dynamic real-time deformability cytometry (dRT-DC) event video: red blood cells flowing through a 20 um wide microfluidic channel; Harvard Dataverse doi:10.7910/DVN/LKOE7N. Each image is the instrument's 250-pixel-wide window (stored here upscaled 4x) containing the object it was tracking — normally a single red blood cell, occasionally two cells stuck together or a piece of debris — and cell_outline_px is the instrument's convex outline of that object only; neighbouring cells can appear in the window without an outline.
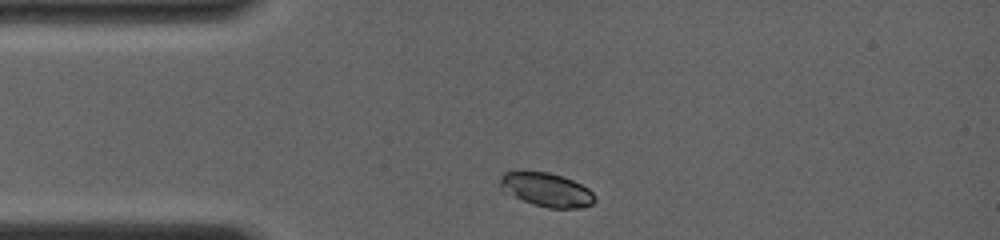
{"species": "common noctule bat (a hibernating species)", "species_latin": "Nyctalus noctula", "temperature_condition": "room temperature", "stored_images_in_passage": 2, "camera_frame_rate_fps": 4000, "um_per_image_px": 0.085, "animal": {"sex": "female", "body_mass_g": 19.0, "forearm_length_mm": 56.7}, "frame": {"image": 1, "passage_image": 1, "time_ms": 0.0, "image_size_px": [1000, 240], "cell_outline_px": [[596, 200], [592, 204], [580, 208], [548, 208], [532, 204], [500, 192], [500, 176], [504, 172], [548, 172], [564, 176], [588, 188], [596, 196]], "centroid_in_image_um": [46.42, 16.14], "position_along_channel_um": 38.6, "area_um2": 18.9}}